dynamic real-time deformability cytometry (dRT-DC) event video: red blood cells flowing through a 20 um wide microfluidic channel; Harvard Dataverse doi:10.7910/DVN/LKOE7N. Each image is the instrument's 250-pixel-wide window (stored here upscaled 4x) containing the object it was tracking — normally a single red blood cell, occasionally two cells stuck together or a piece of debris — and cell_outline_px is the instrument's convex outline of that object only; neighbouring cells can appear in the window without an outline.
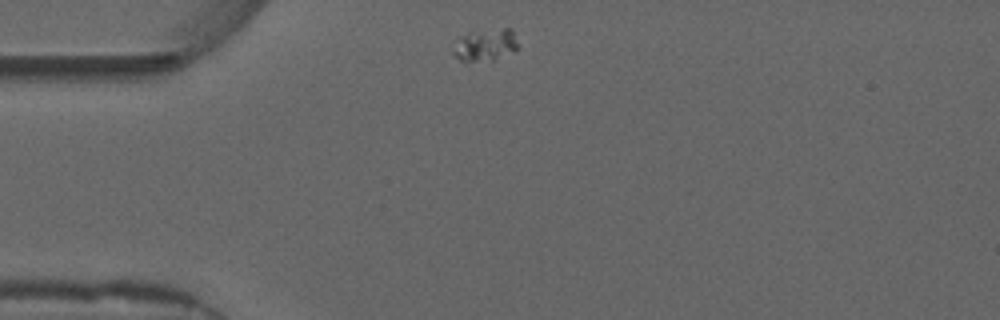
{"species": "common noctule bat (a hibernating species)", "species_latin": "Nyctalus noctula", "temperature_condition": "warm", "stored_images_in_passage": 17, "camera_frame_rate_fps": 3000, "um_per_image_px": 0.085, "animal": {"sex": "male", "forearm_length_mm": 52.5}, "frame": {"image": 1, "passage_image": 1, "time_ms": 0.0, "image_size_px": [1000, 320], "cell_outline_px": [[516, 48], [512, 52], [492, 60], [464, 64], [452, 52], [460, 40], [468, 32], [504, 28], [512, 28], [516, 44]], "centroid_in_image_um": [41.24, 3.86], "position_along_channel_um": 43.8, "area_um2": 11.91}}
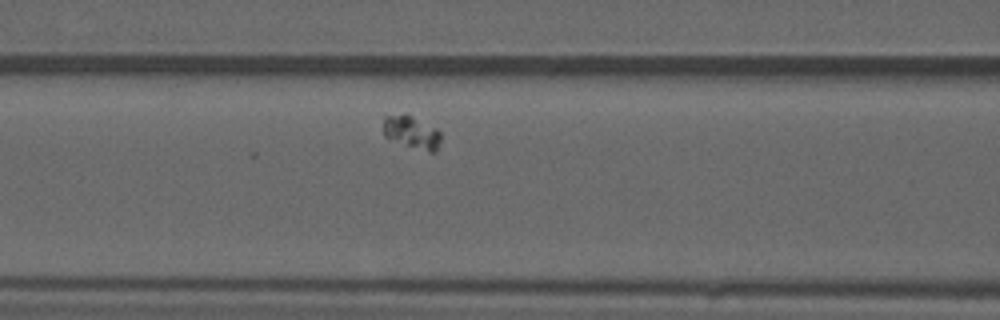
{"frame": {"image": 2, "passage_image": 11, "time_ms": 3.333, "image_size_px": [1000, 320], "cell_outline_px": [[440, 140], [436, 152], [428, 152], [388, 140], [384, 136], [384, 116], [404, 112], [436, 128], [440, 132]], "centroid_in_image_um": [34.96, 11.24], "position_along_channel_um": 131.6, "area_um2": 11.21}}
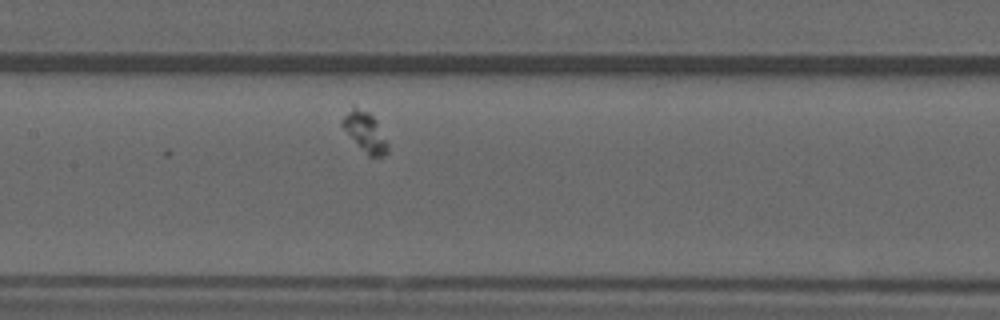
{"frame": {"image": 3, "passage_image": 15, "time_ms": 4.667, "image_size_px": [1000, 320], "cell_outline_px": [[388, 152], [384, 156], [368, 156], [340, 124], [344, 116], [352, 104], [368, 112], [376, 120], [388, 144]], "centroid_in_image_um": [31.03, 11.18], "position_along_channel_um": 176.4, "area_um2": 10.35}}